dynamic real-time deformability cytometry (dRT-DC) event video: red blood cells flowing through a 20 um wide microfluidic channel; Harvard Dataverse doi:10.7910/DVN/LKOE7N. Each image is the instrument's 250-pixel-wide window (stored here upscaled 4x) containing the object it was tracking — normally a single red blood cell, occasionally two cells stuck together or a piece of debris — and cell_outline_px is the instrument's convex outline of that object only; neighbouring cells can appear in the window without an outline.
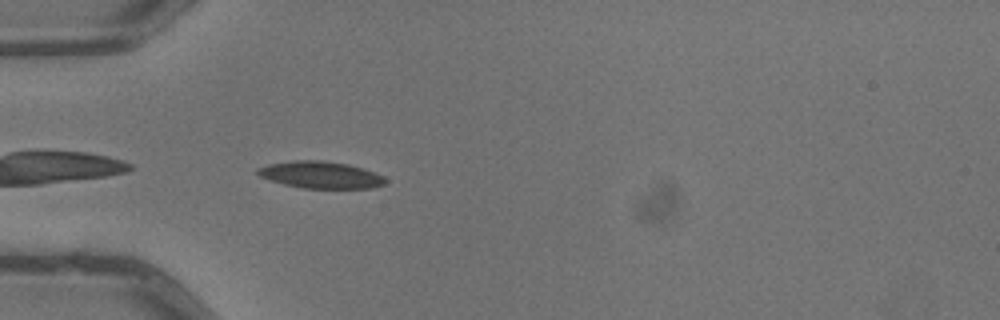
{"species": "common noctule bat (a hibernating species)", "species_latin": "Nyctalus noctula", "temperature_condition": "warm", "stored_images_in_passage": 5, "camera_frame_rate_fps": 3000, "um_per_image_px": 0.085, "animal": {"sex": "male", "body_mass_g": 13.3}, "frame": {"image": 1, "passage_image": 5, "time_ms": 1.333, "image_size_px": [1000, 320], "cell_outline_px": [[388, 180], [384, 184], [372, 188], [304, 188], [284, 184], [260, 176], [256, 172], [256, 168], [268, 164], [292, 160], [324, 160], [348, 164], [364, 168], [384, 176]], "centroid_in_image_um": [27.28, 14.85], "position_along_channel_um": 57.7, "area_um2": 20.11}}